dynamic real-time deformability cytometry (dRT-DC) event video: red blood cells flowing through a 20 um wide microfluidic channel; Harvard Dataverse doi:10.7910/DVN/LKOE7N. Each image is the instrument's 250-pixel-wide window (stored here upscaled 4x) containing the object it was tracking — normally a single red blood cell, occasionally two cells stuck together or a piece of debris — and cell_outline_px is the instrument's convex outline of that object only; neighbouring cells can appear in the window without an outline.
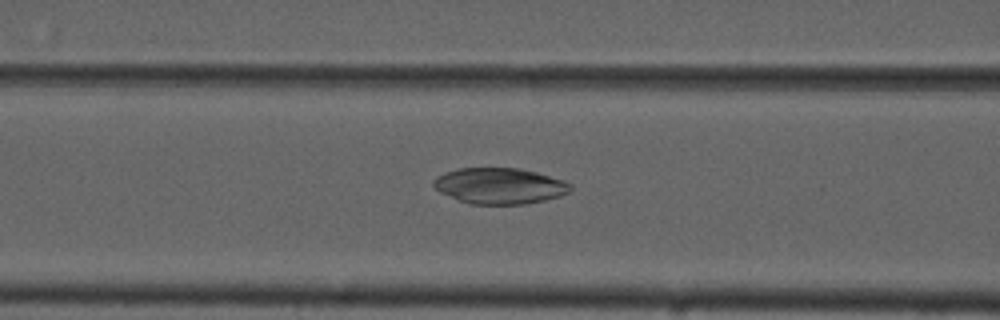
{"species": "common noctule bat (a hibernating species)", "species_latin": "Nyctalus noctula", "temperature_condition": "cold", "stored_images_in_passage": 51, "camera_frame_rate_fps": 3000, "um_per_image_px": 0.085, "animal": {"sex": "male", "forearm_length_mm": 52.5}, "frame": {"image": 1, "passage_image": 22, "time_ms": 7.0, "image_size_px": [1000, 320], "cell_outline_px": [[572, 188], [568, 192], [560, 196], [544, 200], [524, 204], [472, 204], [460, 200], [440, 192], [432, 184], [432, 180], [436, 176], [444, 172], [456, 168], [520, 168], [536, 172], [564, 180], [572, 184]], "centroid_in_image_um": [42.46, 15.79], "position_along_channel_um": 124.1, "area_um2": 28.73}}
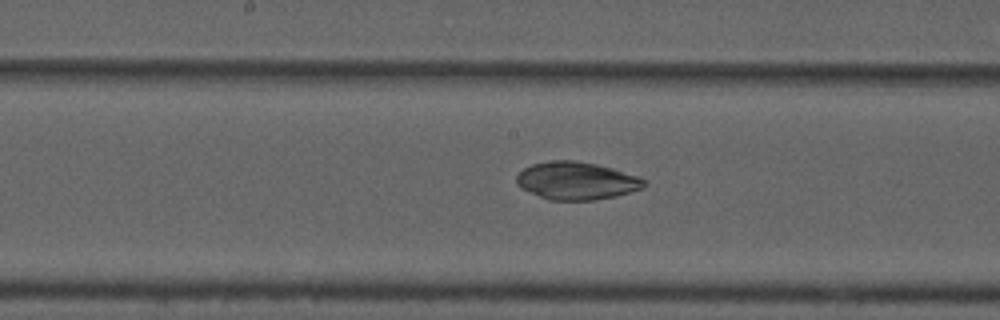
{"frame": {"image": 2, "passage_image": 28, "time_ms": 9.0, "image_size_px": [1000, 320], "cell_outline_px": [[648, 184], [644, 188], [616, 196], [596, 200], [548, 200], [520, 188], [516, 184], [516, 176], [524, 168], [532, 164], [552, 160], [572, 160], [596, 164], [612, 168], [640, 176]], "centroid_in_image_um": [49.02, 15.37], "position_along_channel_um": 199.2, "area_um2": 28.26}}
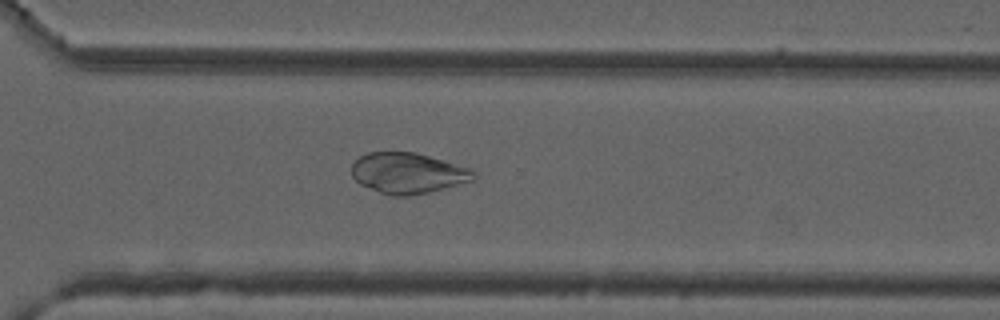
{"frame": {"image": 3, "passage_image": 39, "time_ms": 12.667, "image_size_px": [1000, 320], "cell_outline_px": [[476, 176], [472, 180], [444, 188], [428, 192], [408, 196], [392, 196], [380, 192], [360, 184], [352, 176], [352, 164], [360, 156], [368, 152], [416, 152], [472, 168], [476, 172]], "centroid_in_image_um": [34.68, 14.7], "position_along_channel_um": 335.9, "area_um2": 28.9}}